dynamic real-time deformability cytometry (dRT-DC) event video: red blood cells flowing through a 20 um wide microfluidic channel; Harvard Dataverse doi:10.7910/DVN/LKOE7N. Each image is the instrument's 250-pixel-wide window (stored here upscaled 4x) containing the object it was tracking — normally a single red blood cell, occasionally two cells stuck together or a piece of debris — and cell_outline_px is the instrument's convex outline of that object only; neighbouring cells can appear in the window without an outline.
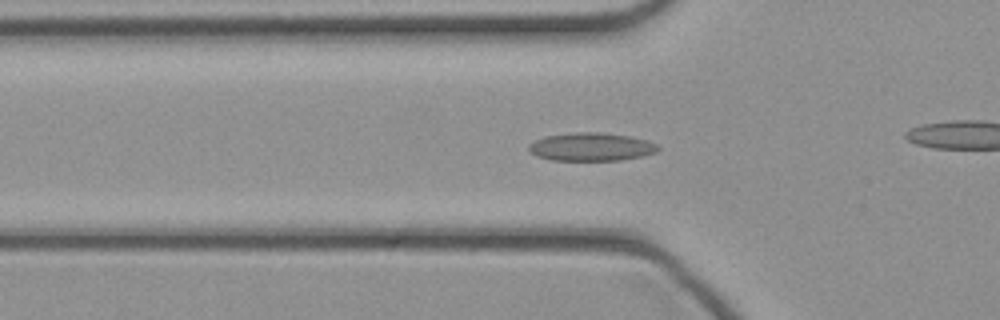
{"species": "common noctule bat (a hibernating species)", "species_latin": "Nyctalus noctula", "temperature_condition": "cold", "stored_images_in_passage": 46, "camera_frame_rate_fps": 3000, "um_per_image_px": 0.085, "animal": {"sex": "female", "body_mass_g": 21.9}, "frame": {"image": 1, "passage_image": 15, "time_ms": 4.667, "image_size_px": [1000, 320], "cell_outline_px": [[660, 148], [656, 152], [644, 156], [620, 160], [552, 160], [536, 156], [528, 148], [528, 144], [544, 136], [576, 132], [604, 132], [628, 136], [648, 140], [656, 144]], "centroid_in_image_um": [50.27, 12.48], "position_along_channel_um": 75.5, "area_um2": 21.27}}
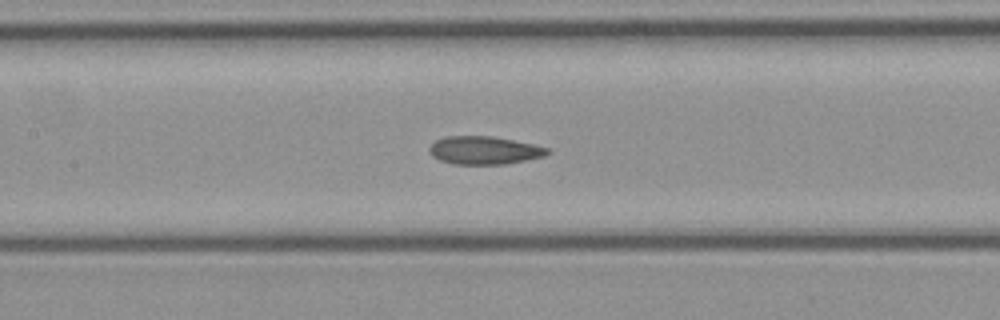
{"frame": {"image": 2, "passage_image": 21, "time_ms": 6.667, "image_size_px": [1000, 320], "cell_outline_px": [[552, 152], [544, 156], [504, 164], [452, 164], [440, 160], [432, 156], [428, 152], [428, 148], [436, 140], [444, 136], [492, 136], [532, 144], [548, 148]], "centroid_in_image_um": [41.12, 12.77], "position_along_channel_um": 166.3, "area_um2": 19.25}}
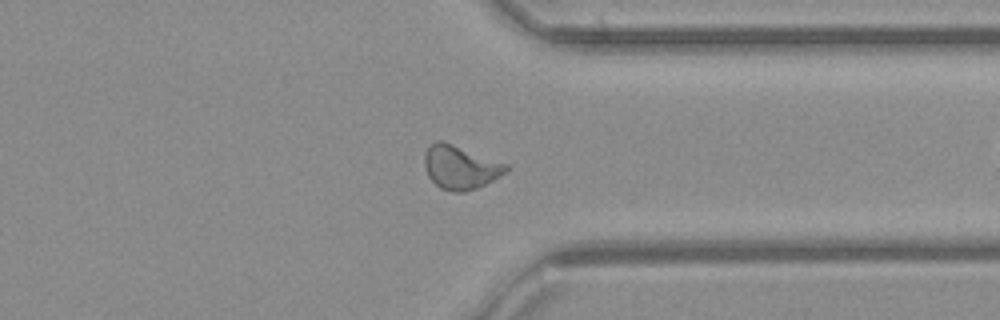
{"frame": {"image": 3, "passage_image": 35, "time_ms": 11.333, "image_size_px": [1000, 320], "cell_outline_px": [[508, 172], [476, 188], [464, 192], [452, 192], [440, 188], [428, 176], [424, 164], [424, 156], [428, 144], [436, 140], [444, 140], [508, 164]], "centroid_in_image_um": [39.11, 14.19], "position_along_channel_um": 372.3, "area_um2": 20.98}}